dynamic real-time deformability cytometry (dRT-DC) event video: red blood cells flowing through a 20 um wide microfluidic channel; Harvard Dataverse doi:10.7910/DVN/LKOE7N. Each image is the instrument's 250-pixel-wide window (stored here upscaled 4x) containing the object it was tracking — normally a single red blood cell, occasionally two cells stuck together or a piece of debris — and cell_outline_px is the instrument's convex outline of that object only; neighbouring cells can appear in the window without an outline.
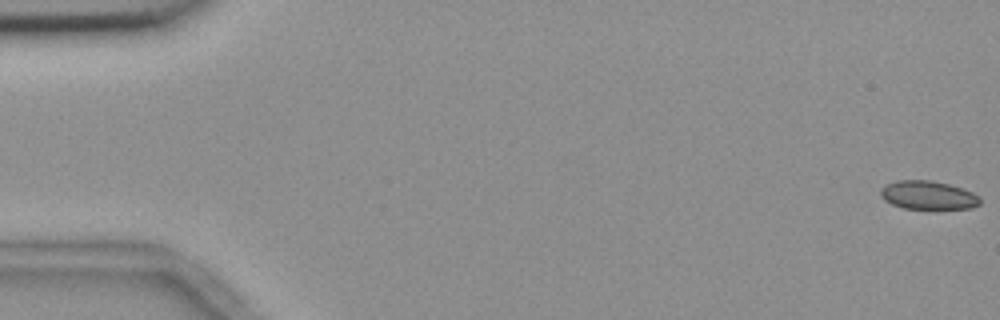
{"species": "common noctule bat (a hibernating species)", "species_latin": "Nyctalus noctula", "temperature_condition": "room temperature", "stored_images_in_passage": 56, "camera_frame_rate_fps": 3000, "um_per_image_px": 0.085, "animal": {"sex": "female", "body_mass_g": 18.4}, "frame": {"image": 1, "passage_image": 1, "time_ms": 0.0, "image_size_px": [1000, 320], "cell_outline_px": [[980, 204], [972, 208], [904, 208], [892, 204], [884, 200], [880, 196], [880, 188], [884, 184], [896, 180], [932, 180], [964, 188], [980, 196]], "centroid_in_image_um": [78.86, 16.57], "position_along_channel_um": 6.1, "area_um2": 16.65}}
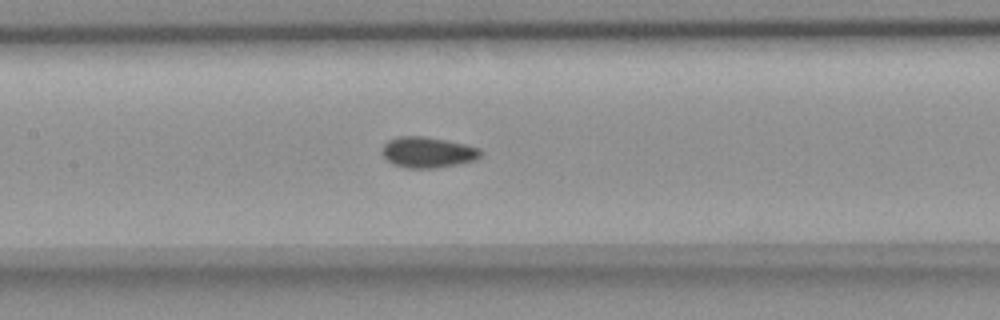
{"frame": {"image": 2, "passage_image": 27, "time_ms": 8.667, "image_size_px": [1000, 320], "cell_outline_px": [[484, 152], [476, 160], [460, 164], [436, 168], [408, 168], [392, 164], [380, 152], [384, 144], [388, 140], [400, 136], [424, 136], [464, 144], [480, 148]], "centroid_in_image_um": [36.37, 12.95], "position_along_channel_um": 171.0, "area_um2": 17.8}}
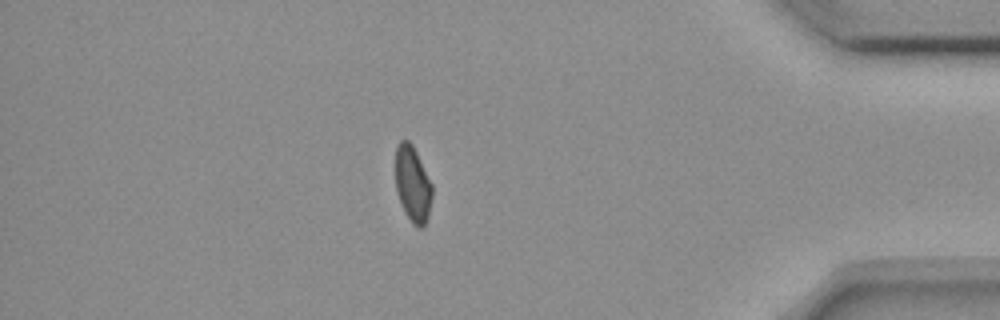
{"frame": {"image": 3, "passage_image": 49, "time_ms": 16.0, "image_size_px": [1000, 320], "cell_outline_px": [[432, 196], [428, 216], [424, 224], [420, 228], [416, 228], [412, 224], [400, 200], [396, 188], [396, 148], [400, 140], [408, 140], [412, 144], [432, 184]], "centroid_in_image_um": [35.08, 15.64], "position_along_channel_um": 400.1, "area_um2": 15.9}}